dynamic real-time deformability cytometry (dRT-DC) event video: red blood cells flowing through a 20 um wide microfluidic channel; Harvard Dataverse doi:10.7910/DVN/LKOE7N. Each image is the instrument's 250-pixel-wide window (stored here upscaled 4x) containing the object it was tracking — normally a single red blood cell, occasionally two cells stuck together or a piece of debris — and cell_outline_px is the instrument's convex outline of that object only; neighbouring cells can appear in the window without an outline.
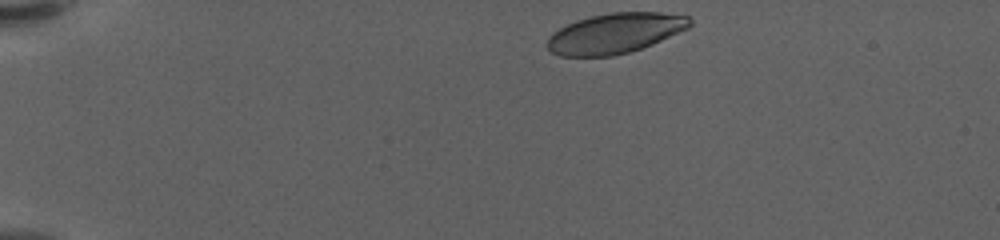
{"species": "human", "species_latin": "Homo sapiens", "temperature_condition": "warm", "stored_images_in_passage": 42, "camera_frame_rate_fps": 3000, "um_per_image_px": 0.085, "donor": {"sex": "female"}, "frame": {"image": 1, "passage_image": 1, "time_ms": 0.0, "image_size_px": [1000, 240], "cell_outline_px": [[692, 24], [688, 28], [652, 44], [628, 52], [612, 56], [560, 56], [552, 52], [544, 44], [548, 36], [552, 32], [576, 20], [592, 16], [612, 12], [660, 12], [688, 16], [692, 20]], "centroid_in_image_um": [52.25, 2.82], "position_along_channel_um": 32.8, "area_um2": 33.35}}
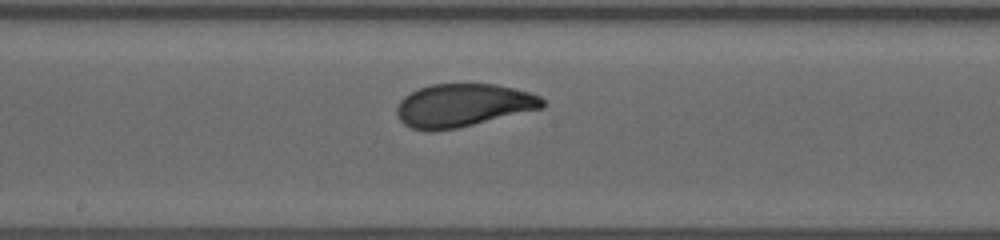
{"frame": {"image": 2, "passage_image": 23, "time_ms": 7.333, "image_size_px": [1000, 240], "cell_outline_px": [[548, 104], [544, 108], [456, 128], [432, 132], [428, 132], [412, 128], [404, 124], [400, 120], [396, 112], [396, 108], [400, 100], [404, 96], [420, 88], [432, 84], [496, 84], [528, 92], [540, 96]], "centroid_in_image_um": [39.36, 8.96], "position_along_channel_um": 208.8, "area_um2": 36.59}}
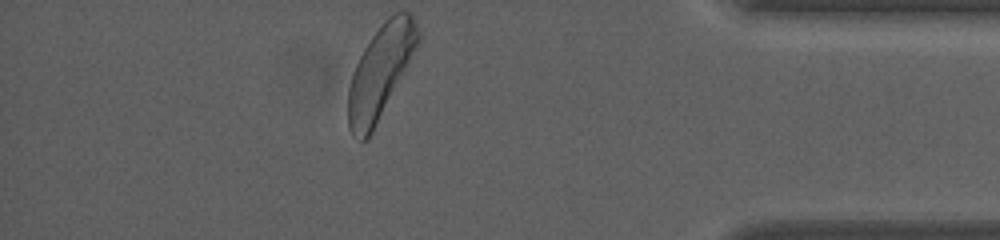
{"frame": {"image": 3, "passage_image": 42, "time_ms": 13.667, "image_size_px": [1000, 240], "cell_outline_px": [[420, 40], [416, 48], [368, 140], [360, 140], [352, 136], [348, 128], [348, 88], [356, 64], [364, 48], [372, 36], [384, 20], [388, 16], [396, 12], [408, 12], [412, 16], [420, 32]], "centroid_in_image_um": [32.31, 6.11], "position_along_channel_um": 402.9, "area_um2": 37.11}, "authors_computed_cell_mechanics": {"area_um2": 36.414, "velocity_mm_per_s": 3.5233, "shape_relaxation_time_tau1_ms": 4.05, "shape_relaxation_time_tau2_ms": 0.9537, "deformation_change_tau1": 0.1744, "deformation_change_tau2": 0.0678}}